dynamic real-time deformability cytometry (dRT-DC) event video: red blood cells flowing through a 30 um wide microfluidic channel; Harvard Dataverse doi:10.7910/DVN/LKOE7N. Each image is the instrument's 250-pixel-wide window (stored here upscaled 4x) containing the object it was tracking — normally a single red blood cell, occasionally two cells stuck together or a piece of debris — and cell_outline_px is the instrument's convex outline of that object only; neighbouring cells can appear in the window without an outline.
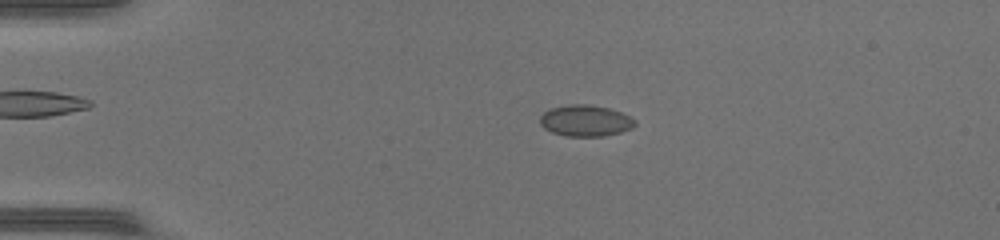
{"species": "common noctule bat (a hibernating species)", "species_latin": "Nyctalus noctula", "temperature_condition": "warm", "stored_images_in_passage": 49, "camera_frame_rate_fps": 3000, "um_per_image_px": 0.085, "animal": {"sex": "female", "body_mass_g": 17.0, "forearm_length_mm": 48.0}, "frame": {"image": 1, "passage_image": 11, "time_ms": 3.333, "image_size_px": [1000, 240], "cell_outline_px": [[636, 124], [632, 128], [620, 132], [604, 136], [568, 136], [552, 132], [544, 128], [540, 124], [540, 116], [544, 112], [552, 108], [572, 104], [588, 104], [608, 108], [620, 112], [636, 120]], "centroid_in_image_um": [49.76, 10.26], "position_along_channel_um": 35.2, "area_um2": 17.17}}
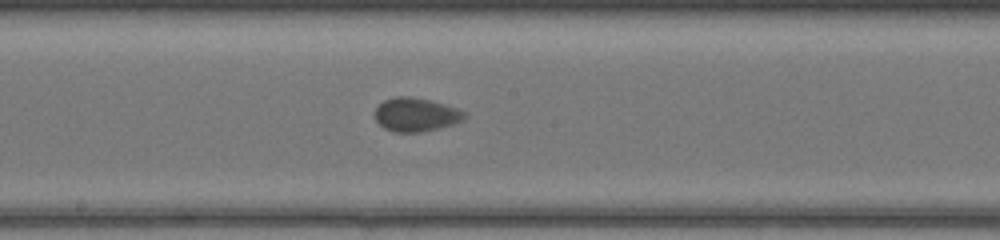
{"frame": {"image": 2, "passage_image": 27, "time_ms": 8.667, "image_size_px": [1000, 240], "cell_outline_px": [[464, 120], [440, 128], [420, 132], [396, 132], [384, 128], [376, 120], [376, 108], [384, 100], [396, 96], [408, 96], [428, 100], [456, 108], [464, 112]], "centroid_in_image_um": [35.33, 9.75], "position_along_channel_um": 212.9, "area_um2": 17.22}}
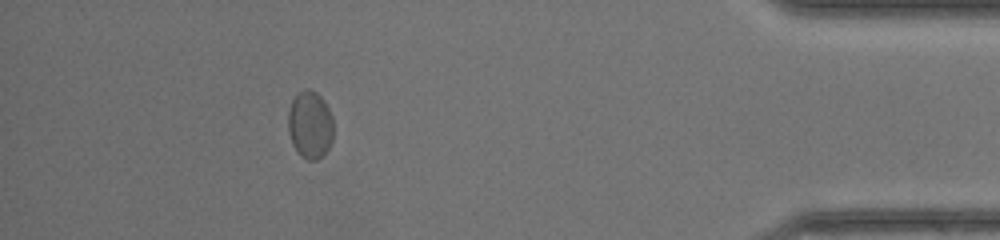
{"frame": {"image": 3, "passage_image": 44, "time_ms": 14.333, "image_size_px": [1000, 240], "cell_outline_px": [[332, 140], [328, 148], [316, 160], [308, 160], [300, 156], [296, 152], [292, 144], [288, 128], [288, 112], [292, 100], [304, 88], [308, 88], [316, 92], [324, 100], [332, 116]], "centroid_in_image_um": [26.34, 10.6], "position_along_channel_um": 408.9, "area_um2": 17.8}, "authors_computed_cell_mechanics": {"area_um2": 17.2244, "velocity_mm_per_s": 4.3226, "shape_relaxation_time_tau1_ms": 2.9952, "shape_relaxation_time_tau2_ms": 1.5015, "deformation_change_tau1": 0.0913, "deformation_change_tau2": 0.037}}